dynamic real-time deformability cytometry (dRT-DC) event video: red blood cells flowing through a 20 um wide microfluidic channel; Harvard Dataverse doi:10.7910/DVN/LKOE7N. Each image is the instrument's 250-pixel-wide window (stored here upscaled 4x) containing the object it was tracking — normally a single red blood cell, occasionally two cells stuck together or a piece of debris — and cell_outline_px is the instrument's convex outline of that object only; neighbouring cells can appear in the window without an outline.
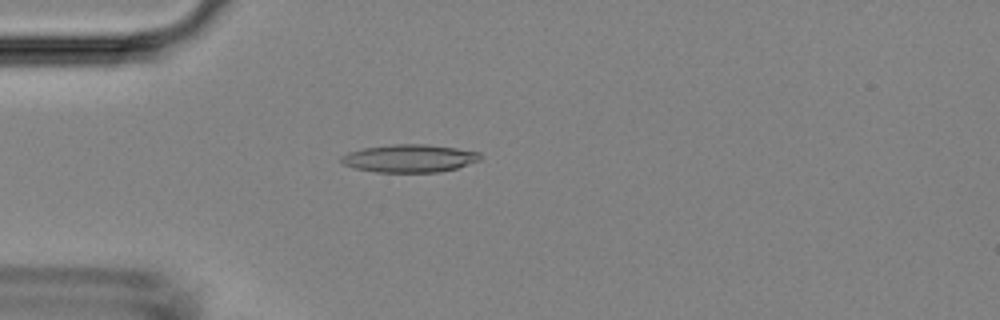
{"species": "Egyptian fruit bat (a non-hibernating species)", "species_latin": "Rousettus aegyptiacus", "temperature_condition": "room temperature", "stored_images_in_passage": 3, "camera_frame_rate_fps": 3000, "um_per_image_px": 0.085, "animal": {"sex": "female"}, "frame": {"image": 1, "passage_image": 3, "time_ms": 2.333, "image_size_px": [1000, 320], "cell_outline_px": [[480, 160], [456, 168], [440, 172], [376, 172], [352, 168], [344, 164], [340, 160], [340, 156], [348, 152], [364, 148], [392, 144], [428, 144], [456, 148], [480, 152]], "centroid_in_image_um": [34.78, 13.46], "position_along_channel_um": 50.2, "area_um2": 22.6}}